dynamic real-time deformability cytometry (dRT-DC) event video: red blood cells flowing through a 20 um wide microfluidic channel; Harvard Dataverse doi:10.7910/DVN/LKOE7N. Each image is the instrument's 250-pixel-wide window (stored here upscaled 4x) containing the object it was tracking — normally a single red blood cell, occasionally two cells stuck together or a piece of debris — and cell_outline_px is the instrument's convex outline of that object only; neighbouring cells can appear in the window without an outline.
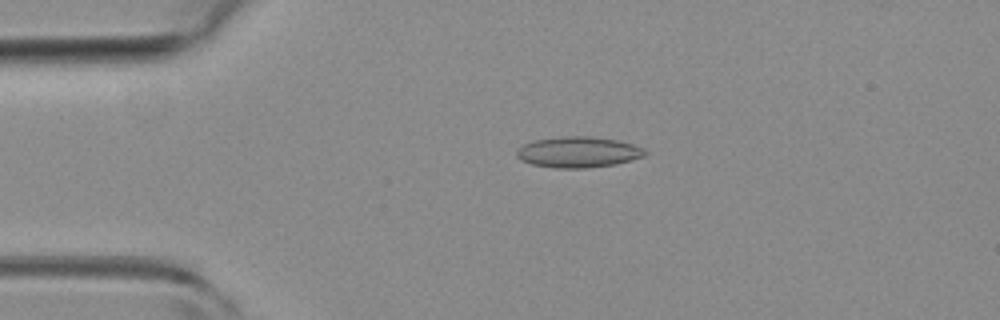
{"species": "common noctule bat (a hibernating species)", "species_latin": "Nyctalus noctula", "temperature_condition": "room temperature", "stored_images_in_passage": 51, "camera_frame_rate_fps": 3000, "um_per_image_px": 0.085, "animal": {"sex": "female", "body_mass_g": 19.3, "forearm_length_mm": 54.1}, "frame": {"image": 1, "passage_image": 11, "time_ms": 3.333, "image_size_px": [1000, 320], "cell_outline_px": [[648, 152], [644, 156], [616, 164], [588, 168], [552, 168], [532, 164], [520, 160], [516, 156], [516, 148], [532, 140], [564, 136], [588, 136], [616, 140], [632, 144], [644, 148]], "centroid_in_image_um": [49.11, 12.93], "position_along_channel_um": 35.9, "area_um2": 23.24}}
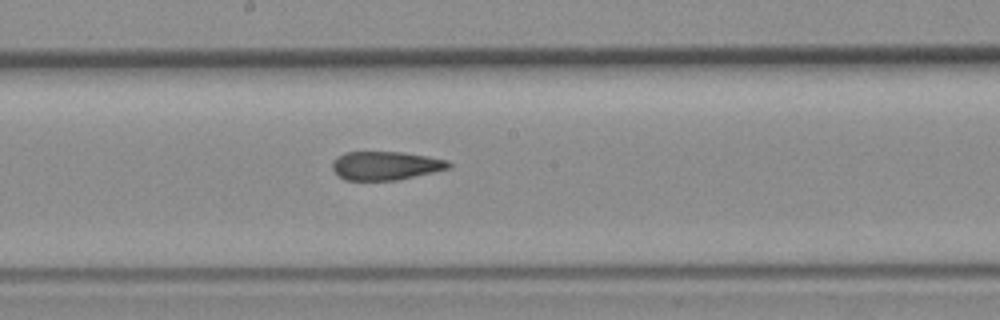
{"frame": {"image": 2, "passage_image": 27, "time_ms": 8.667, "image_size_px": [1000, 320], "cell_outline_px": [[452, 168], [396, 180], [344, 180], [332, 168], [332, 160], [336, 156], [344, 152], [404, 152], [428, 156], [448, 160], [452, 164]], "centroid_in_image_um": [32.79, 14.07], "position_along_channel_um": 215.4, "area_um2": 19.54}}
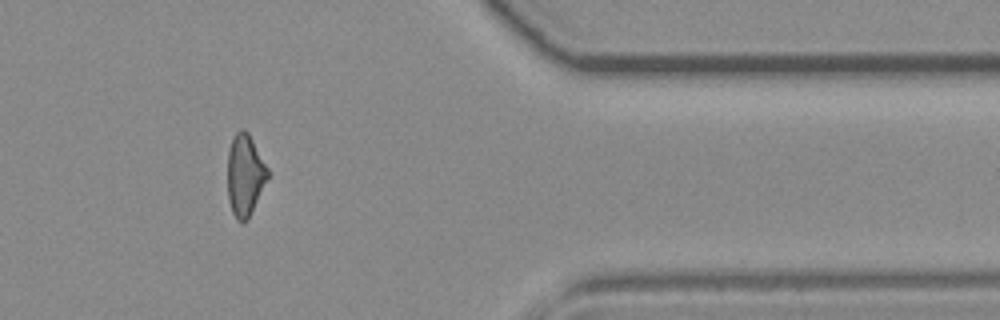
{"frame": {"image": 3, "passage_image": 42, "time_ms": 13.667, "image_size_px": [1000, 320], "cell_outline_px": [[268, 176], [248, 220], [236, 220], [232, 212], [228, 200], [228, 148], [236, 132], [240, 128], [244, 128], [248, 132], [268, 168]], "centroid_in_image_um": [20.8, 14.86], "position_along_channel_um": 390.6, "area_um2": 18.9}, "authors_computed_cell_mechanics": {"area_um2": 20.4612, "velocity_mm_per_s": 4.0078, "shape_relaxation_time_tau1_ms": null, "shape_relaxation_time_tau2_ms": 1.4256, "deformation_change_tau1": null, "deformation_change_tau2": 0.0936}}